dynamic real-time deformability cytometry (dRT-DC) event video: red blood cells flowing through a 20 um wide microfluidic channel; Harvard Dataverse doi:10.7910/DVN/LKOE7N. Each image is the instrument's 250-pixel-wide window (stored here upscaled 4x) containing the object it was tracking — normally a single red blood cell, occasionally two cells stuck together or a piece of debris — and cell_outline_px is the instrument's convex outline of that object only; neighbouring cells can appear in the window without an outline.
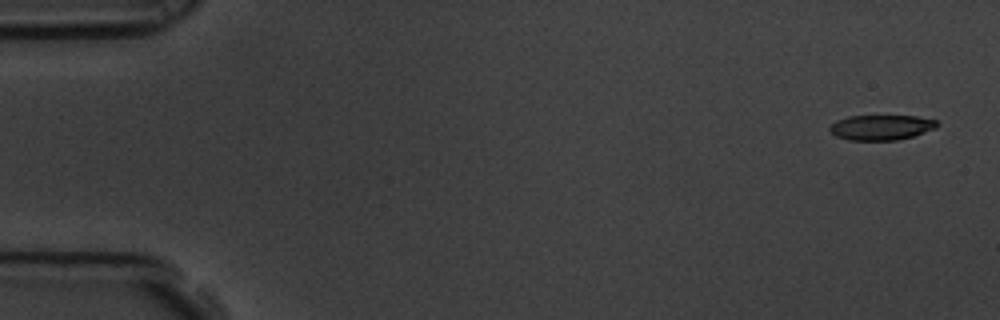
{"species": "common noctule bat (a hibernating species)", "species_latin": "Nyctalus noctula", "temperature_condition": "room temperature", "stored_images_in_passage": 15, "camera_frame_rate_fps": 3000, "um_per_image_px": 0.085, "animal": {"sex": "male", "body_mass_g": 19.5, "forearm_length_mm": 54.6}, "frame": {"image": 1, "passage_image": 1, "time_ms": 0.0, "image_size_px": [1000, 320], "cell_outline_px": [[940, 124], [936, 128], [912, 136], [896, 140], [848, 140], [836, 136], [828, 128], [836, 120], [848, 116], [916, 116], [936, 120]], "centroid_in_image_um": [74.9, 10.82], "position_along_channel_um": 10.1, "area_um2": 15.66}}
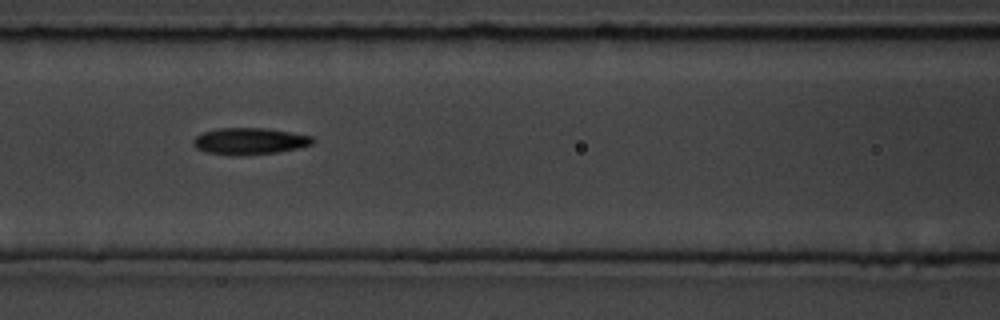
{"frame": {"image": 2, "passage_image": 7, "time_ms": 2.0, "image_size_px": [1000, 320], "cell_outline_px": [[316, 140], [312, 144], [300, 148], [276, 152], [236, 156], [228, 156], [204, 152], [196, 148], [192, 144], [192, 140], [196, 136], [204, 132], [220, 128], [264, 128], [312, 136]], "centroid_in_image_um": [21.18, 12.01], "position_along_channel_um": 145.4, "area_um2": 18.67}}